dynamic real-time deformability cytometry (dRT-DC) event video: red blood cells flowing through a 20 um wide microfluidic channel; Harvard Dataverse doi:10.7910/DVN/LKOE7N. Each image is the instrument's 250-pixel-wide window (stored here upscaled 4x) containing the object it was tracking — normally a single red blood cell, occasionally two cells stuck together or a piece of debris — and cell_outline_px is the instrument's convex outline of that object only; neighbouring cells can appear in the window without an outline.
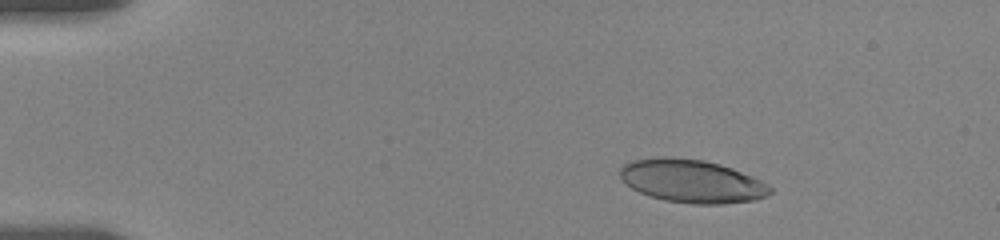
{"species": "human", "species_latin": "Homo sapiens", "temperature_condition": "room temperature", "stored_images_in_passage": 23, "camera_frame_rate_fps": 3000, "um_per_image_px": 0.085, "donor": {"sex": "female"}, "frame": {"image": 1, "passage_image": 3, "time_ms": 2.333, "image_size_px": [1000, 240], "cell_outline_px": [[772, 192], [768, 196], [756, 200], [720, 204], [692, 204], [664, 200], [640, 192], [632, 188], [620, 176], [620, 168], [624, 164], [632, 160], [660, 156], [668, 156], [704, 160], [720, 164], [732, 168], [752, 176], [768, 184], [772, 188]], "centroid_in_image_um": [58.83, 15.39], "position_along_channel_um": 26.2, "area_um2": 37.8}}
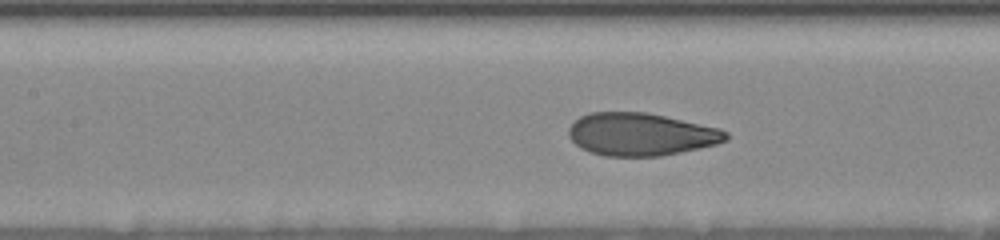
{"frame": {"image": 2, "passage_image": 14, "time_ms": 8.0, "image_size_px": [1000, 240], "cell_outline_px": [[728, 140], [716, 144], [700, 148], [660, 156], [604, 156], [588, 152], [580, 148], [568, 136], [568, 128], [580, 116], [588, 112], [648, 112], [720, 128], [728, 132]], "centroid_in_image_um": [54.46, 11.41], "position_along_channel_um": 152.9, "area_um2": 39.36}}
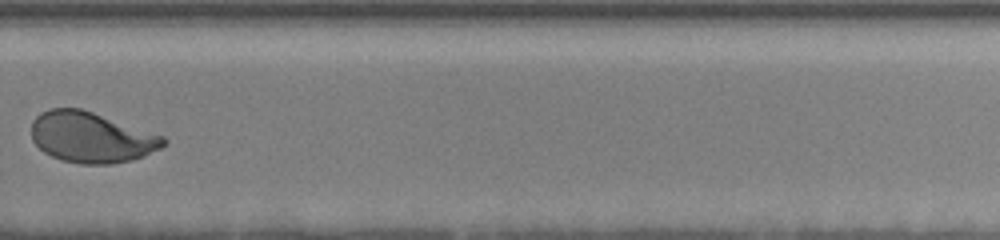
{"frame": {"image": 3, "passage_image": 23, "time_ms": 12.667, "image_size_px": [1000, 240], "cell_outline_px": [[168, 144], [160, 148], [132, 160], [112, 164], [80, 164], [60, 160], [44, 152], [32, 140], [32, 120], [40, 112], [48, 108], [80, 108], [164, 136], [168, 140]], "centroid_in_image_um": [7.74, 11.67], "position_along_channel_um": 322.1, "area_um2": 38.96}}